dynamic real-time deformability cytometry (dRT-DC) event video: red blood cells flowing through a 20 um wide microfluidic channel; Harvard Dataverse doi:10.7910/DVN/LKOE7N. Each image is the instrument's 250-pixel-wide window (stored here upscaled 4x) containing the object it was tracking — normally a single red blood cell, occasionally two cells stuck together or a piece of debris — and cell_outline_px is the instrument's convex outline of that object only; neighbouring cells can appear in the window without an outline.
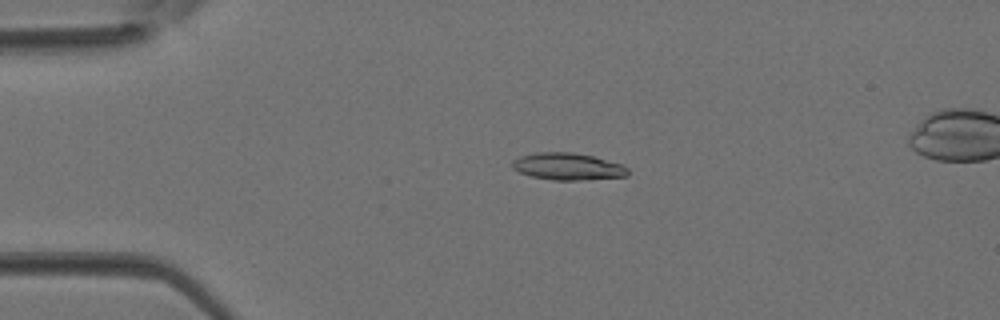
{"species": "Egyptian fruit bat (a non-hibernating species)", "species_latin": "Rousettus aegyptiacus", "temperature_condition": "room temperature", "stored_images_in_passage": 3, "camera_frame_rate_fps": 3000, "um_per_image_px": 0.085, "animal": {"sex": "female"}, "frame": {"image": 1, "passage_image": 1, "time_ms": 0.0, "image_size_px": [1000, 320], "cell_outline_px": [[628, 176], [580, 180], [552, 180], [532, 176], [520, 172], [512, 168], [512, 160], [520, 156], [536, 152], [572, 152], [592, 156], [624, 164], [628, 168]], "centroid_in_image_um": [48.27, 14.15], "position_along_channel_um": 36.7, "area_um2": 18.26}}
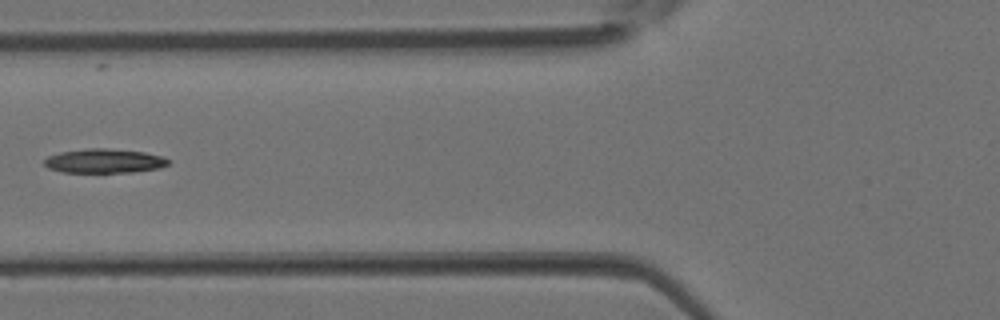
{"frame": {"image": 2, "passage_image": 3, "time_ms": 0.667, "image_size_px": [1000, 320], "cell_outline_px": [[172, 160], [168, 164], [160, 168], [132, 172], [60, 172], [48, 168], [44, 164], [44, 160], [48, 156], [60, 152], [88, 148], [108, 148], [144, 152], [164, 156]], "centroid_in_image_um": [8.89, 13.67], "position_along_channel_um": 116.9, "area_um2": 17.63}}